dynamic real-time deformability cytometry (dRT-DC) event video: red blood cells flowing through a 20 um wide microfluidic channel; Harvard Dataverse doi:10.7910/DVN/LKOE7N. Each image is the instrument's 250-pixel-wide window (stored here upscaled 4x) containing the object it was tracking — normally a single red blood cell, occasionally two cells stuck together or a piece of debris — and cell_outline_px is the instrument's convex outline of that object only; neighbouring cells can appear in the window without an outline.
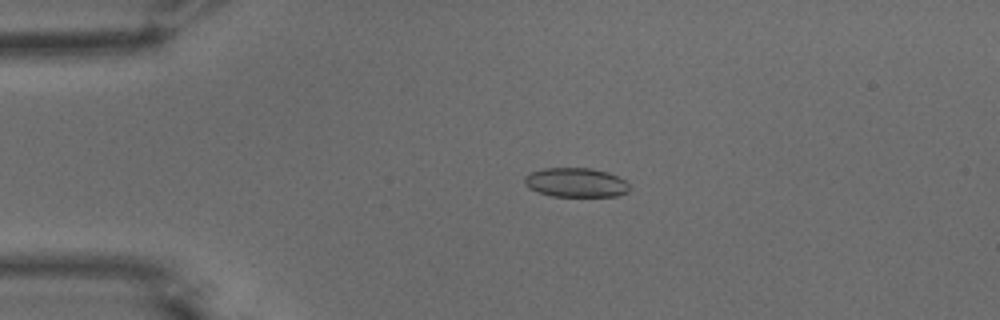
{"species": "common noctule bat (a hibernating species)", "species_latin": "Nyctalus noctula", "temperature_condition": "warm", "stored_images_in_passage": 52, "camera_frame_rate_fps": 3000, "um_per_image_px": 0.085, "animal": {"sex": "male", "body_mass_g": 15.6}, "frame": {"image": 1, "passage_image": 10, "time_ms": 3.0, "image_size_px": [1000, 320], "cell_outline_px": [[628, 192], [616, 196], [548, 196], [528, 188], [524, 184], [524, 176], [532, 172], [544, 168], [592, 168], [608, 172], [624, 180], [628, 184]], "centroid_in_image_um": [48.91, 15.51], "position_along_channel_um": 36.1, "area_um2": 17.92}}
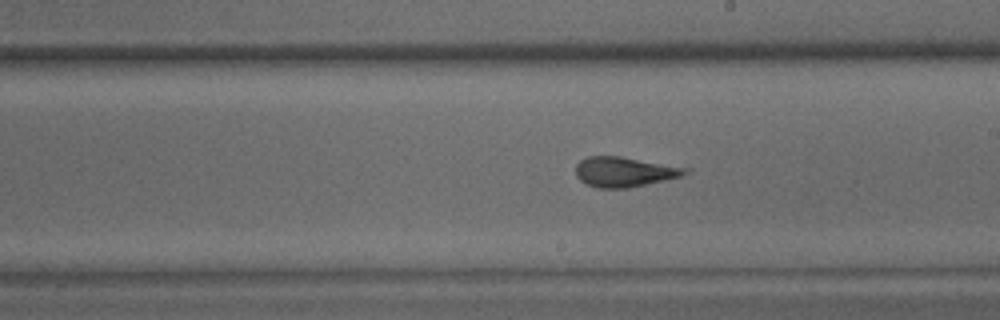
{"frame": {"image": 2, "passage_image": 29, "time_ms": 9.333, "image_size_px": [1000, 320], "cell_outline_px": [[692, 172], [680, 176], [664, 180], [628, 188], [596, 188], [580, 180], [576, 176], [576, 164], [580, 160], [588, 156], [620, 156], [692, 168]], "centroid_in_image_um": [53.1, 14.6], "position_along_channel_um": 235.9, "area_um2": 19.25}}
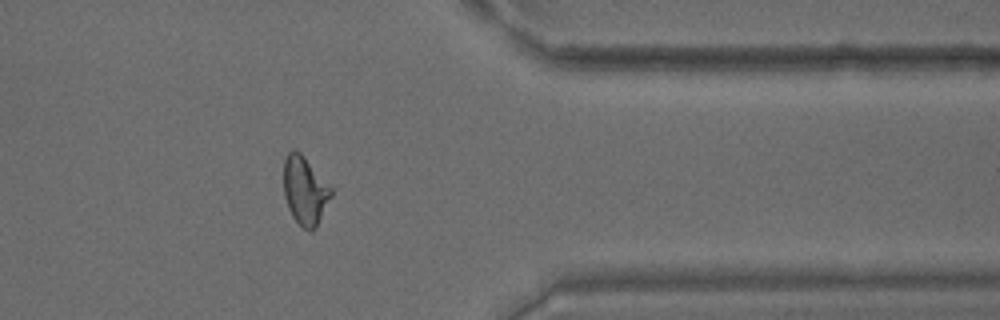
{"frame": {"image": 3, "passage_image": 42, "time_ms": 13.667, "image_size_px": [1000, 320], "cell_outline_px": [[332, 196], [316, 228], [312, 232], [304, 228], [292, 216], [288, 208], [284, 196], [284, 160], [288, 152], [292, 148], [300, 152], [304, 156], [332, 188]], "centroid_in_image_um": [25.92, 16.2], "position_along_channel_um": 385.5, "area_um2": 18.9}, "authors_computed_cell_mechanics": {"area_um2": 19.0162, "velocity_mm_per_s": 3.7527, "shape_relaxation_time_tau1_ms": 10.2248, "shape_relaxation_time_tau2_ms": 1.7546, "deformation_change_tau1": 0.2574, "deformation_change_tau2": 0.1161}}